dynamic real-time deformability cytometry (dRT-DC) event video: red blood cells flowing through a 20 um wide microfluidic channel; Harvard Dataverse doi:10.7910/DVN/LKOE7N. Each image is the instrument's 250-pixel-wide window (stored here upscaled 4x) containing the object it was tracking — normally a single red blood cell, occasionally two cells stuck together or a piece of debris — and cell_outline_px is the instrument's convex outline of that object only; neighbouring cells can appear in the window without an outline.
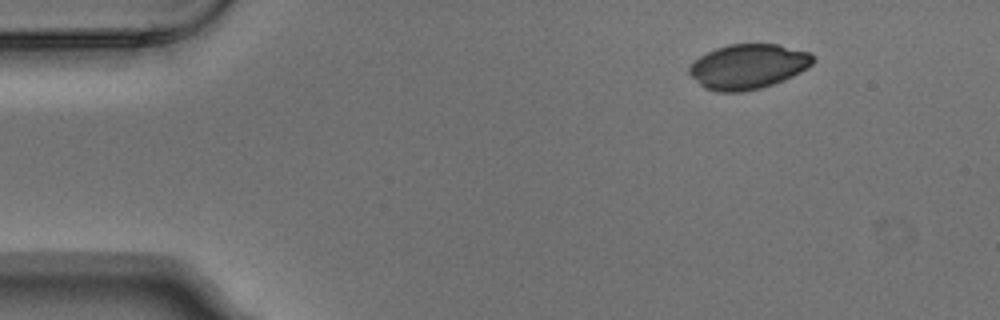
{"species": "Egyptian fruit bat (a non-hibernating species)", "species_latin": "Rousettus aegyptiacus", "temperature_condition": "warm", "stored_images_in_passage": 3, "camera_frame_rate_fps": 3000, "um_per_image_px": 0.085, "animal": {"sex": "male"}, "frame": {"image": 1, "passage_image": 1, "time_ms": 0.0, "image_size_px": [1000, 320], "cell_outline_px": [[816, 60], [808, 68], [792, 76], [772, 84], [760, 88], [740, 92], [716, 92], [704, 88], [688, 72], [688, 68], [700, 56], [716, 48], [728, 44], [776, 44], [812, 52], [816, 56]], "centroid_in_image_um": [63.62, 5.65], "position_along_channel_um": 21.4, "area_um2": 32.37}}